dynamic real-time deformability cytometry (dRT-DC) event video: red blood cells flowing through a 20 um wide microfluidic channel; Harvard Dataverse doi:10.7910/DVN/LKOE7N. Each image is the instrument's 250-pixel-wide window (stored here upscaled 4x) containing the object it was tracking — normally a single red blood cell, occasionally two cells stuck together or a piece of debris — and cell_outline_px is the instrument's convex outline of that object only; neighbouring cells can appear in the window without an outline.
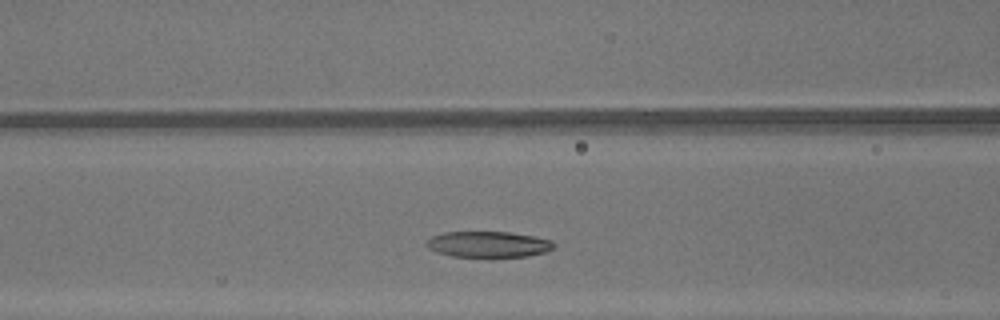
{"species": "common noctule bat (a hibernating species)", "species_latin": "Nyctalus noctula", "temperature_condition": "warm", "stored_images_in_passage": 27, "camera_frame_rate_fps": 3000, "um_per_image_px": 0.085, "animal": {"sex": "male", "body_mass_g": 13.3}, "frame": {"image": 1, "passage_image": 9, "time_ms": 2.667, "image_size_px": [1000, 320], "cell_outline_px": [[556, 248], [544, 252], [528, 256], [452, 256], [428, 248], [424, 244], [432, 236], [444, 232], [512, 232], [536, 236], [552, 240], [556, 244]], "centroid_in_image_um": [41.57, 20.75], "position_along_channel_um": 125.0, "area_um2": 19.19}}
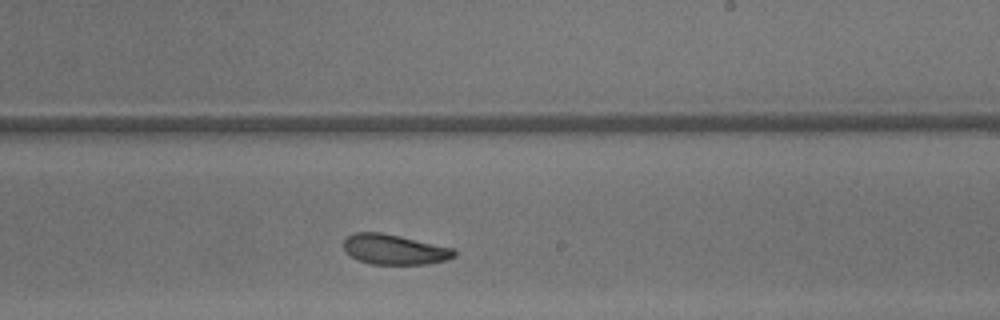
{"frame": {"image": 2, "passage_image": 18, "time_ms": 5.667, "image_size_px": [1000, 320], "cell_outline_px": [[456, 256], [444, 260], [428, 264], [368, 264], [356, 260], [344, 252], [344, 240], [352, 232], [380, 232], [400, 236], [452, 248], [456, 252]], "centroid_in_image_um": [33.46, 21.21], "position_along_channel_um": 255.5, "area_um2": 19.48}}
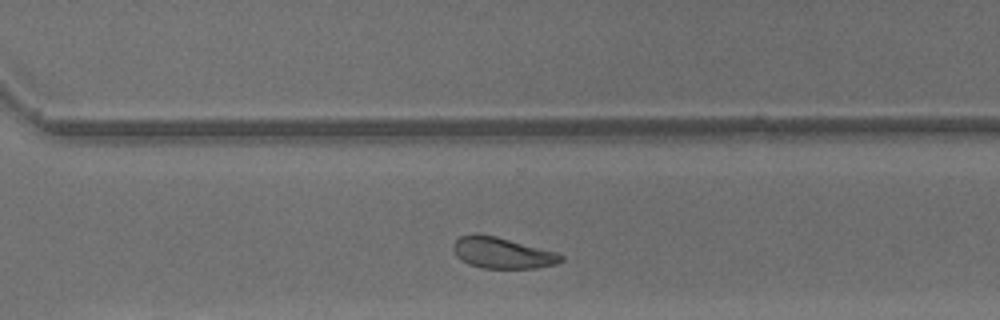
{"frame": {"image": 3, "passage_image": 23, "time_ms": 7.333, "image_size_px": [1000, 320], "cell_outline_px": [[564, 260], [556, 264], [536, 268], [484, 268], [468, 264], [460, 260], [456, 256], [452, 248], [452, 244], [460, 236], [472, 232], [496, 236], [556, 252], [564, 256]], "centroid_in_image_um": [42.65, 21.48], "position_along_channel_um": 327.9, "area_um2": 19.71}, "authors_computed_cell_mechanics": {"area_um2": 19.9988, "velocity_mm_per_s": 4.3602, "shape_relaxation_time_tau1_ms": 3.3017, "shape_relaxation_time_tau2_ms": 2.6311, "deformation_change_tau1": 0.148, "deformation_change_tau2": 0.0989}}